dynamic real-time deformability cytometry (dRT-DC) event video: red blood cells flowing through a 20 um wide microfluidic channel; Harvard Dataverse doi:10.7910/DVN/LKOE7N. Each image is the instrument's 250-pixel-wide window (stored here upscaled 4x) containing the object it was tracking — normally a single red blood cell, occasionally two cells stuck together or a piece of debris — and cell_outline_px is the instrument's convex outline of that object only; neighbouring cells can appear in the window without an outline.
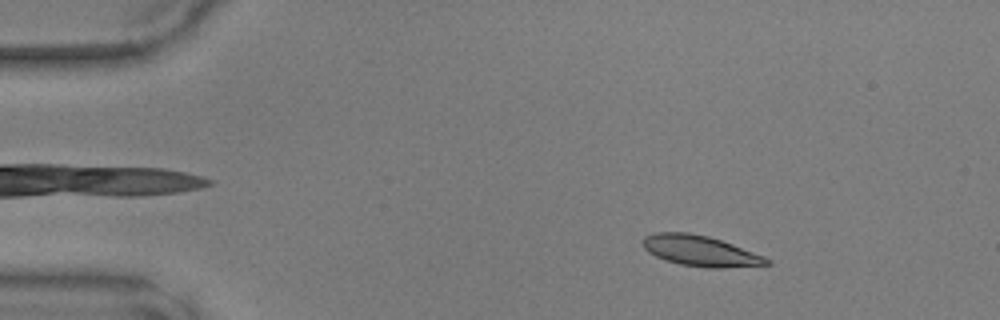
{"species": "common noctule bat (a hibernating species)", "species_latin": "Nyctalus noctula", "temperature_condition": "warm", "stored_images_in_passage": 9, "camera_frame_rate_fps": 3000, "um_per_image_px": 0.085, "animal": {"sex": "male", "body_mass_g": 17.9, "forearm_length_mm": 54.2}, "frame": {"image": 1, "passage_image": 4, "time_ms": 1.0, "image_size_px": [1000, 320], "cell_outline_px": [[772, 264], [720, 268], [704, 268], [680, 264], [656, 256], [648, 252], [644, 248], [644, 236], [656, 232], [688, 232], [708, 236], [732, 244], [764, 256], [772, 260]], "centroid_in_image_um": [59.55, 21.33], "position_along_channel_um": 25.5, "area_um2": 21.96}}